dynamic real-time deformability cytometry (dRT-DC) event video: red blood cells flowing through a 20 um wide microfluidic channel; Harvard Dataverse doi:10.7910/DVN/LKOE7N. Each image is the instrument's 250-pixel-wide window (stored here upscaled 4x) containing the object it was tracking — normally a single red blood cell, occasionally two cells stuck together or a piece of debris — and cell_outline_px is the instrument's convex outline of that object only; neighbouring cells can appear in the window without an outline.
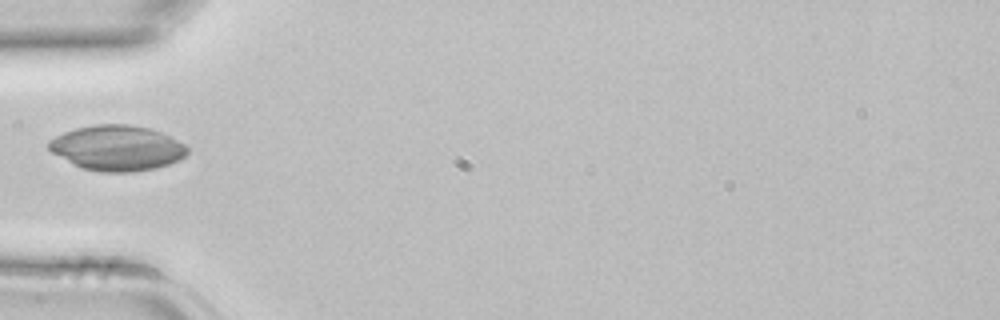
{"species": "common noctule bat (a hibernating species)", "species_latin": "Nyctalus noctula", "temperature_condition": "room temperature", "stored_images_in_passage": 1, "camera_frame_rate_fps": 3000, "um_per_image_px": 0.085, "animal": {"sex": "female", "body_mass_g": 22.7, "forearm_length_mm": 54.2}, "frame": {"image": 1, "passage_image": 1, "time_ms": 0.0, "image_size_px": [1000, 320], "cell_outline_px": [[188, 152], [180, 160], [156, 168], [132, 172], [100, 172], [80, 168], [72, 164], [52, 152], [48, 148], [48, 140], [64, 132], [76, 128], [96, 124], [128, 124], [148, 128], [160, 132], [188, 144]], "centroid_in_image_um": [9.97, 12.58], "position_along_channel_um": 75.0, "area_um2": 36.76}}